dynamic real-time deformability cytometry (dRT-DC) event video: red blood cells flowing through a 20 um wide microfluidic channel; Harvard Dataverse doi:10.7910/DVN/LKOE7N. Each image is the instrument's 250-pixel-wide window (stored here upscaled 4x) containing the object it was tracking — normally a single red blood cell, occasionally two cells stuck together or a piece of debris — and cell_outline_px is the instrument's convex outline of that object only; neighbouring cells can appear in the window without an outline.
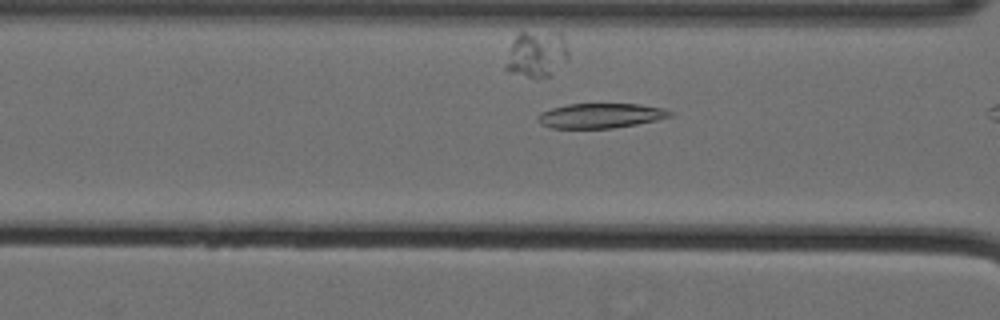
{"species": "Egyptian fruit bat (a non-hibernating species)", "species_latin": "Rousettus aegyptiacus", "temperature_condition": "cold", "stored_images_in_passage": 21, "camera_frame_rate_fps": 3000, "um_per_image_px": 0.085, "animal": {"sex": "female"}, "frame": {"image": 1, "passage_image": 18, "time_ms": 5.667, "image_size_px": [1000, 320], "cell_outline_px": [[672, 116], [656, 120], [636, 124], [612, 128], [552, 128], [540, 124], [536, 120], [536, 116], [540, 112], [552, 108], [568, 104], [640, 104], [664, 108], [672, 112]], "centroid_in_image_um": [51.01, 9.83], "position_along_channel_um": 115.6, "area_um2": 19.13}}